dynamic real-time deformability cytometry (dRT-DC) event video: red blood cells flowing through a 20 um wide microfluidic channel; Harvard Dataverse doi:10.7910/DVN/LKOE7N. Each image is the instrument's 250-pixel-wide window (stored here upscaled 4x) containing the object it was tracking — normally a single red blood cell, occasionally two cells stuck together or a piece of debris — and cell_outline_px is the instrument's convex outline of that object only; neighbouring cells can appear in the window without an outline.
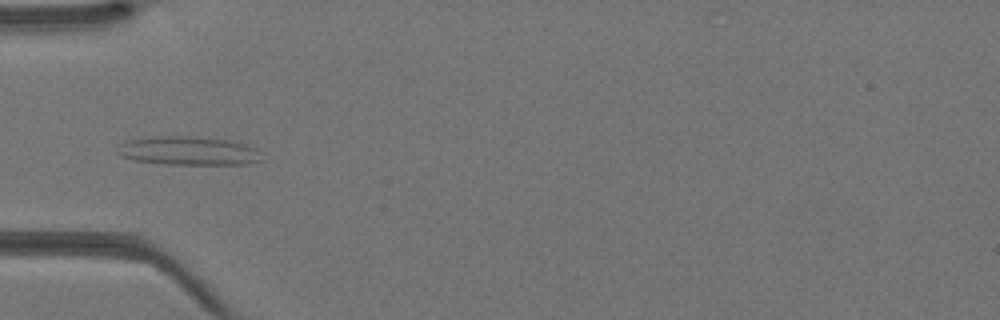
{"species": "Egyptian fruit bat (a non-hibernating species)", "species_latin": "Rousettus aegyptiacus", "temperature_condition": "warm", "stored_images_in_passage": 43, "camera_frame_rate_fps": 3000, "um_per_image_px": 0.085, "animal": {"sex": "female"}, "frame": {"image": 1, "passage_image": 14, "time_ms": 4.333, "image_size_px": [1000, 320], "cell_outline_px": [[264, 160], [248, 164], [164, 164], [136, 160], [120, 156], [116, 152], [120, 144], [128, 140], [156, 136], [192, 136], [224, 140], [244, 144], [256, 148], [260, 152]], "centroid_in_image_um": [16.02, 12.83], "position_along_channel_um": 69.0, "area_um2": 24.04}}
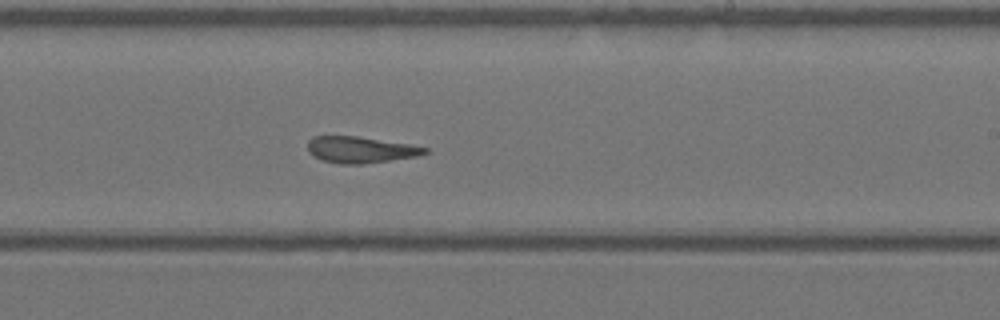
{"frame": {"image": 2, "passage_image": 26, "time_ms": 8.333, "image_size_px": [1000, 320], "cell_outline_px": [[428, 152], [416, 156], [360, 164], [340, 164], [324, 160], [312, 156], [308, 152], [308, 140], [312, 136], [356, 136], [408, 144], [428, 148]], "centroid_in_image_um": [30.58, 12.72], "position_along_channel_um": 258.4, "area_um2": 17.74}}
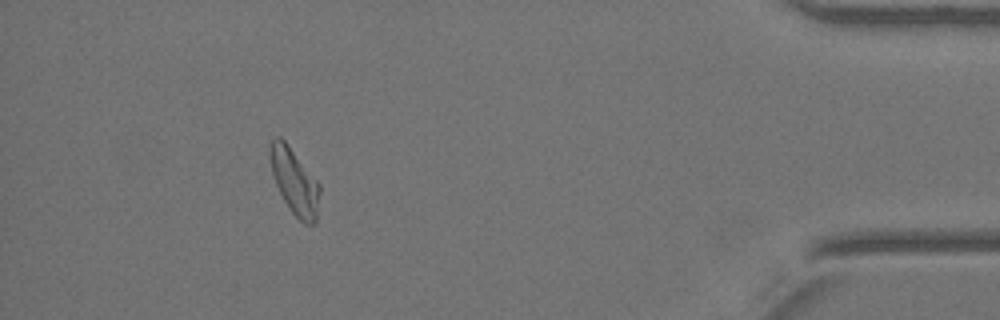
{"frame": {"image": 3, "passage_image": 39, "time_ms": 12.667, "image_size_px": [1000, 320], "cell_outline_px": [[320, 192], [316, 224], [304, 224], [292, 212], [284, 200], [276, 184], [272, 172], [268, 156], [268, 144], [276, 136], [280, 136], [288, 144], [320, 184]], "centroid_in_image_um": [25.02, 15.4], "position_along_channel_um": 410.2, "area_um2": 19.19}}